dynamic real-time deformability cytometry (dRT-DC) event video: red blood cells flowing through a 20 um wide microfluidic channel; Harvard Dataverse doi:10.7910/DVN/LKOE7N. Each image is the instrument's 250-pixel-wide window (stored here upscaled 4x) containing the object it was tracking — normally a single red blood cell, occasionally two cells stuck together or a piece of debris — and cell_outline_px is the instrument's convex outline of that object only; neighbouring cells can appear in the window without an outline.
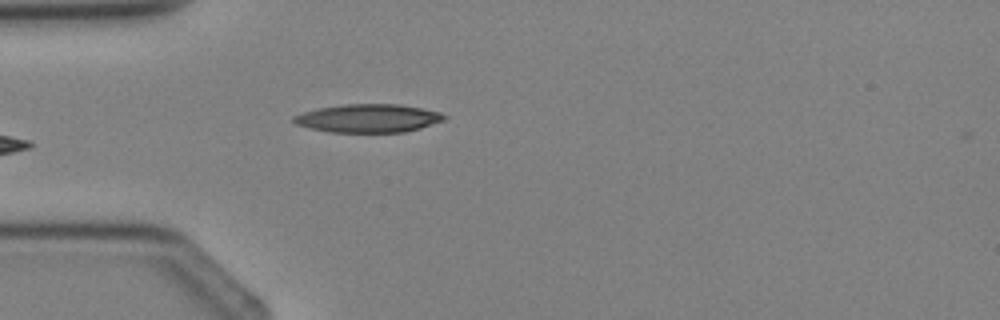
{"species": "Egyptian fruit bat (a non-hibernating species)", "species_latin": "Rousettus aegyptiacus", "temperature_condition": "cold", "stored_images_in_passage": 3, "camera_frame_rate_fps": 3000, "um_per_image_px": 0.085, "animal": {"sex": "female"}, "frame": {"image": 1, "passage_image": 3, "time_ms": 3.333, "image_size_px": [1000, 320], "cell_outline_px": [[448, 116], [444, 120], [420, 128], [404, 132], [332, 132], [312, 128], [296, 124], [292, 120], [292, 116], [316, 108], [344, 104], [400, 104], [440, 112]], "centroid_in_image_um": [31.3, 10.04], "position_along_channel_um": 53.7, "area_um2": 24.74}}